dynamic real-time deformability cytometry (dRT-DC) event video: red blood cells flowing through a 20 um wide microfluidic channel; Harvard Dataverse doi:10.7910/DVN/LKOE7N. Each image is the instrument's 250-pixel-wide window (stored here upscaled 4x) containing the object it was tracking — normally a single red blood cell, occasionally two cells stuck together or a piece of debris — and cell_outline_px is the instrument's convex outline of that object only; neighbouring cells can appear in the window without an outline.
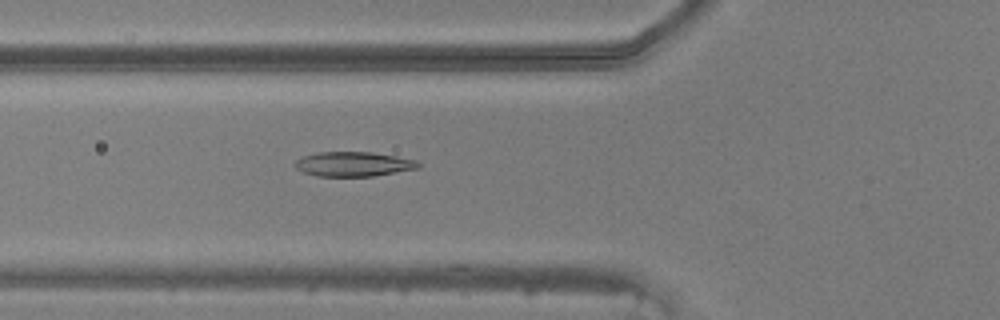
{"species": "common noctule bat (a hibernating species)", "species_latin": "Nyctalus noctula", "temperature_condition": "warm", "stored_images_in_passage": 49, "camera_frame_rate_fps": 3000, "um_per_image_px": 0.085, "animal": {"sex": "male", "body_mass_g": 20.5, "forearm_length_mm": 52.5}, "frame": {"image": 1, "passage_image": 18, "time_ms": 5.667, "image_size_px": [1000, 320], "cell_outline_px": [[420, 168], [372, 176], [316, 176], [304, 172], [296, 168], [292, 164], [296, 160], [304, 156], [320, 152], [372, 152], [396, 156], [416, 160], [420, 164]], "centroid_in_image_um": [30.04, 13.95], "position_along_channel_um": 95.8, "area_um2": 17.63}}
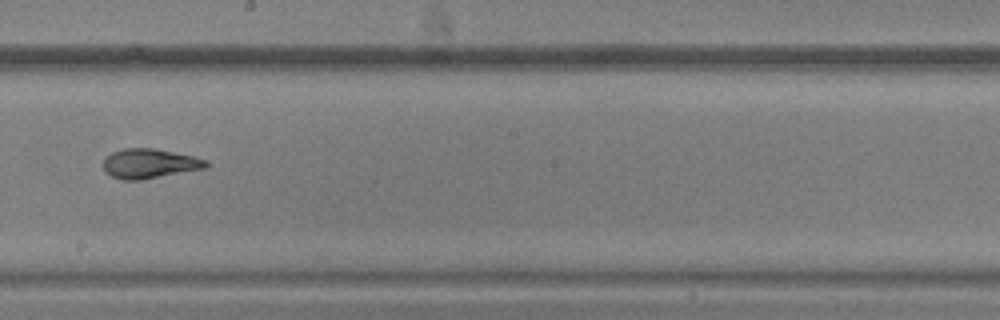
{"frame": {"image": 2, "passage_image": 28, "time_ms": 9.0, "image_size_px": [1000, 320], "cell_outline_px": [[208, 164], [204, 168], [140, 180], [124, 180], [112, 176], [104, 172], [104, 160], [112, 152], [124, 148], [156, 148], [192, 156], [208, 160]], "centroid_in_image_um": [12.69, 13.89], "position_along_channel_um": 235.5, "area_um2": 17.51}}
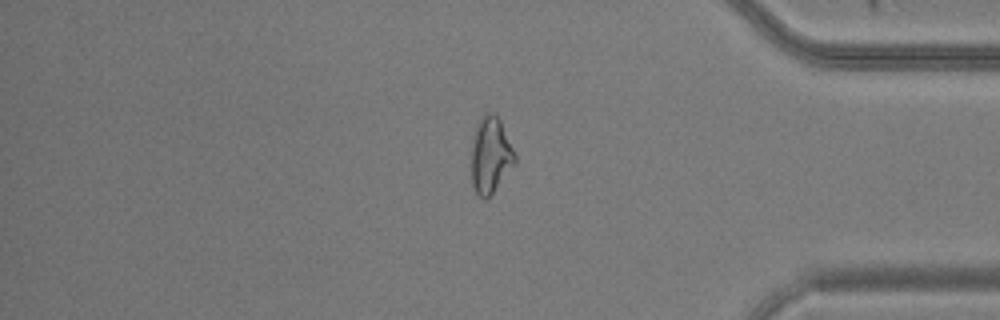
{"frame": {"image": 3, "passage_image": 41, "time_ms": 13.333, "image_size_px": [1000, 320], "cell_outline_px": [[516, 160], [492, 192], [484, 200], [476, 192], [472, 184], [472, 140], [476, 128], [480, 120], [488, 112], [492, 112], [500, 120], [516, 156]], "centroid_in_image_um": [41.68, 13.18], "position_along_channel_um": 393.5, "area_um2": 18.55}}